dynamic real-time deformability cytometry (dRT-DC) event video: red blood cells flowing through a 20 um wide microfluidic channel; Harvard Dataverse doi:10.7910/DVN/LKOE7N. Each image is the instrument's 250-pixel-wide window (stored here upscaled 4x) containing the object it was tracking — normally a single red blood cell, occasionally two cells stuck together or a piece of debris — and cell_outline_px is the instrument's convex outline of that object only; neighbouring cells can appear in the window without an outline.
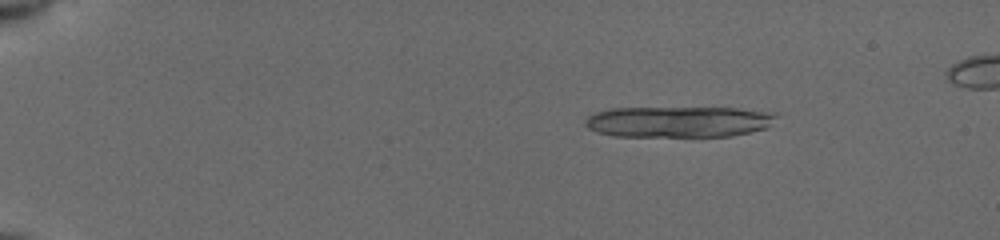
{"species": "common noctule bat (a hibernating species)", "species_latin": "Nyctalus noctula", "temperature_condition": "cold", "stored_images_in_passage": 16, "camera_frame_rate_fps": 3000, "um_per_image_px": 0.085, "animal": {"sex": "female", "body_mass_g": 19.5, "forearm_length_mm": 54.1}, "frame": {"image": 1, "passage_image": 7, "time_ms": 2.333, "image_size_px": [1000, 240], "cell_outline_px": [[776, 116], [764, 128], [748, 132], [728, 136], [616, 136], [600, 132], [588, 128], [584, 124], [584, 120], [588, 116], [596, 112], [616, 108], [736, 108]], "centroid_in_image_um": [57.53, 10.35], "position_along_channel_um": 27.5, "area_um2": 33.52}}